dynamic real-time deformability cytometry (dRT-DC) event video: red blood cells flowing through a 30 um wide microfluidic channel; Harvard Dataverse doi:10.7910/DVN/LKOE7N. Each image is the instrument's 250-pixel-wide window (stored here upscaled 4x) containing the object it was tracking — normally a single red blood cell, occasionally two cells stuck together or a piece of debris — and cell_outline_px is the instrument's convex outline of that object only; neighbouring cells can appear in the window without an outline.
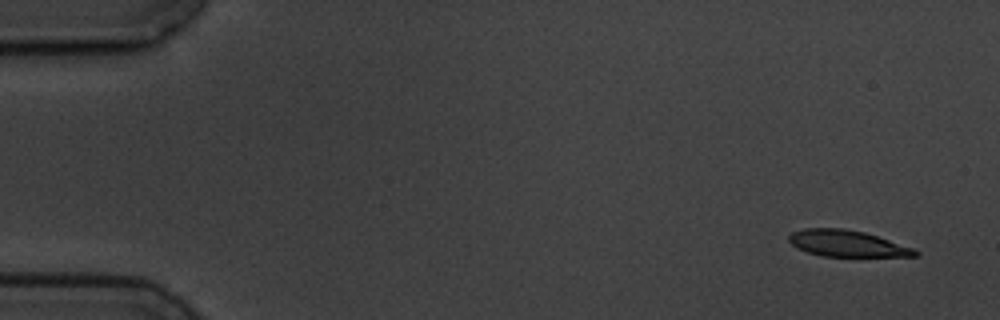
{"species": "common noctule bat (a hibernating species)", "species_latin": "Nyctalus noctula", "temperature_condition": "cold", "stored_images_in_passage": 4, "camera_frame_rate_fps": 3000, "um_per_image_px": 0.085, "animal": {"sex": "male", "body_mass_g": 19.5, "forearm_length_mm": 54.6}, "frame": {"image": 1, "passage_image": 1, "time_ms": 0.0, "image_size_px": [1000, 320], "cell_outline_px": [[920, 256], [820, 256], [796, 248], [788, 240], [788, 236], [792, 232], [804, 228], [844, 228], [864, 232], [916, 248], [920, 252]], "centroid_in_image_um": [72.02, 20.69], "position_along_channel_um": 13.0, "area_um2": 19.54}}
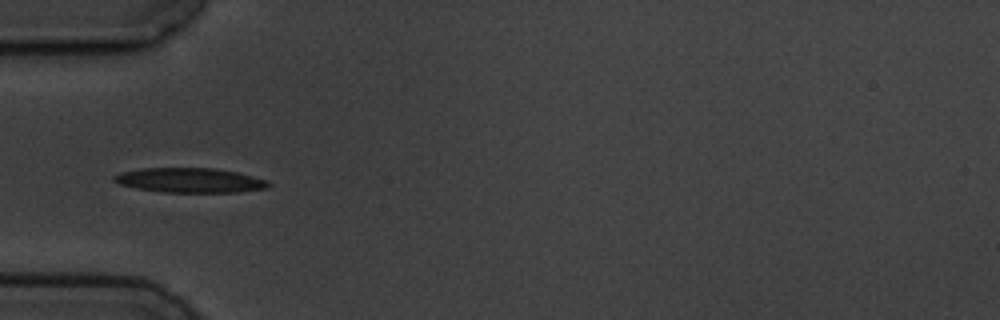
{"frame": {"image": 2, "passage_image": 4, "time_ms": 5.0, "image_size_px": [1000, 320], "cell_outline_px": [[272, 184], [268, 188], [240, 192], [164, 192], [136, 188], [120, 184], [112, 180], [112, 176], [120, 172], [140, 168], [216, 168], [236, 172], [268, 180]], "centroid_in_image_um": [16.15, 15.32], "position_along_channel_um": 68.9, "area_um2": 22.31}}